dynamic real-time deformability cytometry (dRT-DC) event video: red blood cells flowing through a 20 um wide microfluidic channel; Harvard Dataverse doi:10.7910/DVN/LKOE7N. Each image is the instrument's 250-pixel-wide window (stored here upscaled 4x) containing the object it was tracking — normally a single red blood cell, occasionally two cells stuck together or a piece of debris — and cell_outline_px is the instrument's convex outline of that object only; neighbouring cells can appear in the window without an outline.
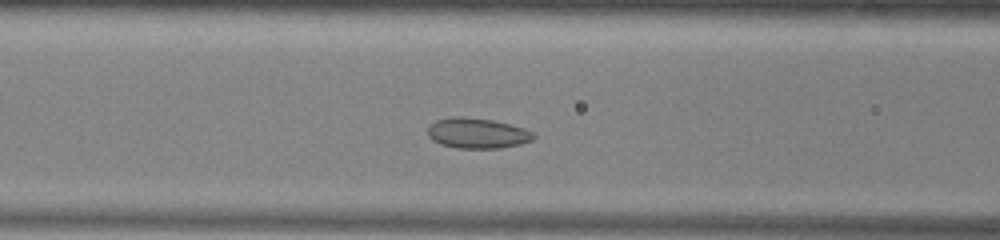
{"species": "common noctule bat (a hibernating species)", "species_latin": "Nyctalus noctula", "temperature_condition": "warm", "stored_images_in_passage": 42, "camera_frame_rate_fps": 3000, "um_per_image_px": 0.085, "animal": {"sex": "male", "body_mass_g": 13.0, "forearm_length_mm": 53.1}, "frame": {"image": 1, "passage_image": 11, "time_ms": 3.333, "image_size_px": [1000, 240], "cell_outline_px": [[536, 136], [532, 140], [520, 144], [500, 148], [456, 148], [440, 144], [432, 140], [428, 136], [428, 128], [436, 120], [452, 116], [464, 116], [492, 120], [512, 124], [524, 128], [532, 132]], "centroid_in_image_um": [40.57, 11.32], "position_along_channel_um": 126.0, "area_um2": 18.84}}
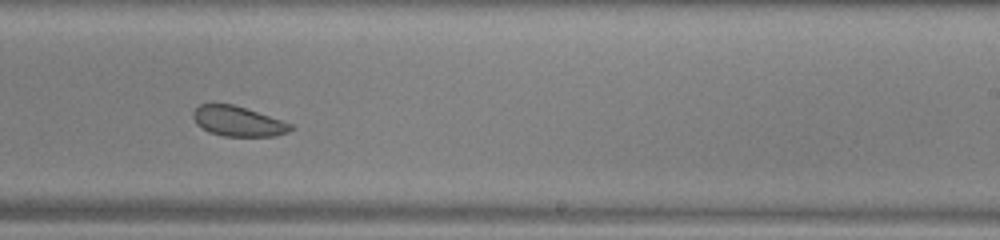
{"frame": {"image": 2, "passage_image": 22, "time_ms": 7.0, "image_size_px": [1000, 240], "cell_outline_px": [[296, 128], [288, 132], [276, 136], [224, 136], [208, 132], [196, 124], [192, 116], [192, 112], [200, 104], [232, 104], [292, 124]], "centroid_in_image_um": [20.21, 10.32], "position_along_channel_um": 268.8, "area_um2": 16.94}}
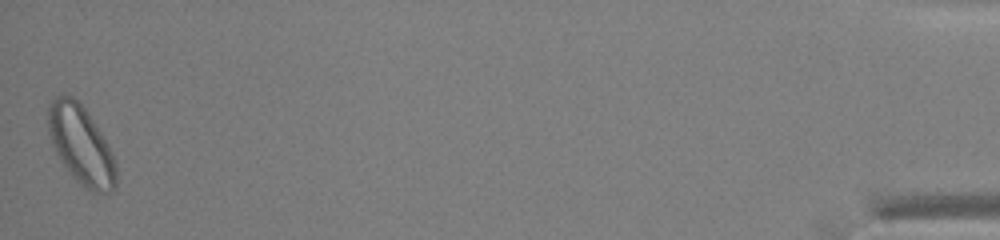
{"frame": {"image": 3, "passage_image": 42, "time_ms": 13.667, "image_size_px": [1000, 240], "cell_outline_px": [[116, 188], [112, 192], [92, 192], [80, 184], [72, 176], [60, 160], [52, 144], [48, 132], [48, 104], [56, 96], [72, 96], [88, 112], [100, 132], [116, 164]], "centroid_in_image_um": [6.87, 12.34], "position_along_channel_um": 428.3, "area_um2": 30.69}, "authors_computed_cell_mechanics": {"area_um2": 19.4497, "velocity_mm_per_s": 3.9066, "shape_relaxation_time_tau1_ms": null, "shape_relaxation_time_tau2_ms": 3.0205, "deformation_change_tau1": null, "deformation_change_tau2": 0.0875}}